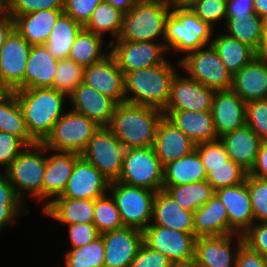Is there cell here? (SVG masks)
<instances>
[{"instance_id":"49","label":"cell","mask_w":267,"mask_h":267,"mask_svg":"<svg viewBox=\"0 0 267 267\" xmlns=\"http://www.w3.org/2000/svg\"><path fill=\"white\" fill-rule=\"evenodd\" d=\"M101 2L102 0H64L63 12L84 27Z\"/></svg>"},{"instance_id":"52","label":"cell","mask_w":267,"mask_h":267,"mask_svg":"<svg viewBox=\"0 0 267 267\" xmlns=\"http://www.w3.org/2000/svg\"><path fill=\"white\" fill-rule=\"evenodd\" d=\"M195 149L199 153L203 165L227 164L229 156L220 139L197 144Z\"/></svg>"},{"instance_id":"21","label":"cell","mask_w":267,"mask_h":267,"mask_svg":"<svg viewBox=\"0 0 267 267\" xmlns=\"http://www.w3.org/2000/svg\"><path fill=\"white\" fill-rule=\"evenodd\" d=\"M228 213L230 234L242 235L255 221L248 186L245 182L215 190Z\"/></svg>"},{"instance_id":"59","label":"cell","mask_w":267,"mask_h":267,"mask_svg":"<svg viewBox=\"0 0 267 267\" xmlns=\"http://www.w3.org/2000/svg\"><path fill=\"white\" fill-rule=\"evenodd\" d=\"M248 175L267 179V140H263L255 164Z\"/></svg>"},{"instance_id":"39","label":"cell","mask_w":267,"mask_h":267,"mask_svg":"<svg viewBox=\"0 0 267 267\" xmlns=\"http://www.w3.org/2000/svg\"><path fill=\"white\" fill-rule=\"evenodd\" d=\"M103 39V37L83 28L76 36L68 58L84 67L101 61L109 54L107 49L106 53L102 52V46L105 44Z\"/></svg>"},{"instance_id":"35","label":"cell","mask_w":267,"mask_h":267,"mask_svg":"<svg viewBox=\"0 0 267 267\" xmlns=\"http://www.w3.org/2000/svg\"><path fill=\"white\" fill-rule=\"evenodd\" d=\"M0 131L18 137L26 146L37 143L29 134L22 109L14 92L0 97Z\"/></svg>"},{"instance_id":"22","label":"cell","mask_w":267,"mask_h":267,"mask_svg":"<svg viewBox=\"0 0 267 267\" xmlns=\"http://www.w3.org/2000/svg\"><path fill=\"white\" fill-rule=\"evenodd\" d=\"M71 109L95 121L99 126H108L117 103L93 87L81 82L68 96Z\"/></svg>"},{"instance_id":"3","label":"cell","mask_w":267,"mask_h":267,"mask_svg":"<svg viewBox=\"0 0 267 267\" xmlns=\"http://www.w3.org/2000/svg\"><path fill=\"white\" fill-rule=\"evenodd\" d=\"M177 72L167 59L157 66L127 72L125 102L163 111L168 103L171 84Z\"/></svg>"},{"instance_id":"37","label":"cell","mask_w":267,"mask_h":267,"mask_svg":"<svg viewBox=\"0 0 267 267\" xmlns=\"http://www.w3.org/2000/svg\"><path fill=\"white\" fill-rule=\"evenodd\" d=\"M162 189L180 207L191 212H195L215 195V189L207 180L177 186H163Z\"/></svg>"},{"instance_id":"29","label":"cell","mask_w":267,"mask_h":267,"mask_svg":"<svg viewBox=\"0 0 267 267\" xmlns=\"http://www.w3.org/2000/svg\"><path fill=\"white\" fill-rule=\"evenodd\" d=\"M174 125L187 135L196 145L217 141L211 111H163Z\"/></svg>"},{"instance_id":"63","label":"cell","mask_w":267,"mask_h":267,"mask_svg":"<svg viewBox=\"0 0 267 267\" xmlns=\"http://www.w3.org/2000/svg\"><path fill=\"white\" fill-rule=\"evenodd\" d=\"M262 54L267 55V15L262 17Z\"/></svg>"},{"instance_id":"5","label":"cell","mask_w":267,"mask_h":267,"mask_svg":"<svg viewBox=\"0 0 267 267\" xmlns=\"http://www.w3.org/2000/svg\"><path fill=\"white\" fill-rule=\"evenodd\" d=\"M169 0H137L123 14L122 29L117 40L157 42L165 35V22L171 12Z\"/></svg>"},{"instance_id":"60","label":"cell","mask_w":267,"mask_h":267,"mask_svg":"<svg viewBox=\"0 0 267 267\" xmlns=\"http://www.w3.org/2000/svg\"><path fill=\"white\" fill-rule=\"evenodd\" d=\"M15 29L14 19L7 13L0 16V47L6 42L8 36Z\"/></svg>"},{"instance_id":"34","label":"cell","mask_w":267,"mask_h":267,"mask_svg":"<svg viewBox=\"0 0 267 267\" xmlns=\"http://www.w3.org/2000/svg\"><path fill=\"white\" fill-rule=\"evenodd\" d=\"M211 45L232 76L259 55L250 46L228 36L227 33L216 35Z\"/></svg>"},{"instance_id":"10","label":"cell","mask_w":267,"mask_h":267,"mask_svg":"<svg viewBox=\"0 0 267 267\" xmlns=\"http://www.w3.org/2000/svg\"><path fill=\"white\" fill-rule=\"evenodd\" d=\"M178 63L188 73V77L208 88L215 91L232 89L233 76L212 45L182 56Z\"/></svg>"},{"instance_id":"20","label":"cell","mask_w":267,"mask_h":267,"mask_svg":"<svg viewBox=\"0 0 267 267\" xmlns=\"http://www.w3.org/2000/svg\"><path fill=\"white\" fill-rule=\"evenodd\" d=\"M109 181L82 156L76 161L62 197L71 199H96L107 194Z\"/></svg>"},{"instance_id":"36","label":"cell","mask_w":267,"mask_h":267,"mask_svg":"<svg viewBox=\"0 0 267 267\" xmlns=\"http://www.w3.org/2000/svg\"><path fill=\"white\" fill-rule=\"evenodd\" d=\"M84 27L64 12L53 26L49 39L44 44L55 59L68 58L71 46Z\"/></svg>"},{"instance_id":"25","label":"cell","mask_w":267,"mask_h":267,"mask_svg":"<svg viewBox=\"0 0 267 267\" xmlns=\"http://www.w3.org/2000/svg\"><path fill=\"white\" fill-rule=\"evenodd\" d=\"M46 157V168L42 183L44 207L54 198L62 195L76 161L81 157L75 152H57ZM47 201H46V200Z\"/></svg>"},{"instance_id":"30","label":"cell","mask_w":267,"mask_h":267,"mask_svg":"<svg viewBox=\"0 0 267 267\" xmlns=\"http://www.w3.org/2000/svg\"><path fill=\"white\" fill-rule=\"evenodd\" d=\"M58 61L44 44L32 45L24 73V89L52 87Z\"/></svg>"},{"instance_id":"14","label":"cell","mask_w":267,"mask_h":267,"mask_svg":"<svg viewBox=\"0 0 267 267\" xmlns=\"http://www.w3.org/2000/svg\"><path fill=\"white\" fill-rule=\"evenodd\" d=\"M31 46L14 29L0 47V85L7 92L24 89V73Z\"/></svg>"},{"instance_id":"38","label":"cell","mask_w":267,"mask_h":267,"mask_svg":"<svg viewBox=\"0 0 267 267\" xmlns=\"http://www.w3.org/2000/svg\"><path fill=\"white\" fill-rule=\"evenodd\" d=\"M225 25L227 26L228 36L247 44L258 54H262V18L257 14H251L249 17H227Z\"/></svg>"},{"instance_id":"64","label":"cell","mask_w":267,"mask_h":267,"mask_svg":"<svg viewBox=\"0 0 267 267\" xmlns=\"http://www.w3.org/2000/svg\"><path fill=\"white\" fill-rule=\"evenodd\" d=\"M171 267H198L196 262L190 261L186 263H172Z\"/></svg>"},{"instance_id":"48","label":"cell","mask_w":267,"mask_h":267,"mask_svg":"<svg viewBox=\"0 0 267 267\" xmlns=\"http://www.w3.org/2000/svg\"><path fill=\"white\" fill-rule=\"evenodd\" d=\"M64 0H6L8 15H23L39 10L63 9Z\"/></svg>"},{"instance_id":"65","label":"cell","mask_w":267,"mask_h":267,"mask_svg":"<svg viewBox=\"0 0 267 267\" xmlns=\"http://www.w3.org/2000/svg\"><path fill=\"white\" fill-rule=\"evenodd\" d=\"M172 5H188L192 0H169Z\"/></svg>"},{"instance_id":"47","label":"cell","mask_w":267,"mask_h":267,"mask_svg":"<svg viewBox=\"0 0 267 267\" xmlns=\"http://www.w3.org/2000/svg\"><path fill=\"white\" fill-rule=\"evenodd\" d=\"M246 125L262 140H267V99L246 103Z\"/></svg>"},{"instance_id":"13","label":"cell","mask_w":267,"mask_h":267,"mask_svg":"<svg viewBox=\"0 0 267 267\" xmlns=\"http://www.w3.org/2000/svg\"><path fill=\"white\" fill-rule=\"evenodd\" d=\"M107 48L124 74L157 66L166 60L167 51L161 42L112 40Z\"/></svg>"},{"instance_id":"62","label":"cell","mask_w":267,"mask_h":267,"mask_svg":"<svg viewBox=\"0 0 267 267\" xmlns=\"http://www.w3.org/2000/svg\"><path fill=\"white\" fill-rule=\"evenodd\" d=\"M254 11L259 17L267 15V0H253Z\"/></svg>"},{"instance_id":"45","label":"cell","mask_w":267,"mask_h":267,"mask_svg":"<svg viewBox=\"0 0 267 267\" xmlns=\"http://www.w3.org/2000/svg\"><path fill=\"white\" fill-rule=\"evenodd\" d=\"M187 6L195 15L212 27L219 21H226L227 0H192Z\"/></svg>"},{"instance_id":"31","label":"cell","mask_w":267,"mask_h":267,"mask_svg":"<svg viewBox=\"0 0 267 267\" xmlns=\"http://www.w3.org/2000/svg\"><path fill=\"white\" fill-rule=\"evenodd\" d=\"M195 236H219L230 234L225 205L215 194L193 213Z\"/></svg>"},{"instance_id":"41","label":"cell","mask_w":267,"mask_h":267,"mask_svg":"<svg viewBox=\"0 0 267 267\" xmlns=\"http://www.w3.org/2000/svg\"><path fill=\"white\" fill-rule=\"evenodd\" d=\"M66 267H104V242L100 235L94 241L71 248L65 255Z\"/></svg>"},{"instance_id":"58","label":"cell","mask_w":267,"mask_h":267,"mask_svg":"<svg viewBox=\"0 0 267 267\" xmlns=\"http://www.w3.org/2000/svg\"><path fill=\"white\" fill-rule=\"evenodd\" d=\"M0 204H25L3 172H0Z\"/></svg>"},{"instance_id":"23","label":"cell","mask_w":267,"mask_h":267,"mask_svg":"<svg viewBox=\"0 0 267 267\" xmlns=\"http://www.w3.org/2000/svg\"><path fill=\"white\" fill-rule=\"evenodd\" d=\"M153 149L164 167L195 150L196 144L163 116L156 132Z\"/></svg>"},{"instance_id":"66","label":"cell","mask_w":267,"mask_h":267,"mask_svg":"<svg viewBox=\"0 0 267 267\" xmlns=\"http://www.w3.org/2000/svg\"><path fill=\"white\" fill-rule=\"evenodd\" d=\"M6 14V0H0V16Z\"/></svg>"},{"instance_id":"44","label":"cell","mask_w":267,"mask_h":267,"mask_svg":"<svg viewBox=\"0 0 267 267\" xmlns=\"http://www.w3.org/2000/svg\"><path fill=\"white\" fill-rule=\"evenodd\" d=\"M93 224L100 234L124 227L114 199L107 194L95 199Z\"/></svg>"},{"instance_id":"18","label":"cell","mask_w":267,"mask_h":267,"mask_svg":"<svg viewBox=\"0 0 267 267\" xmlns=\"http://www.w3.org/2000/svg\"><path fill=\"white\" fill-rule=\"evenodd\" d=\"M100 235L104 242V267H130L143 243V231L124 226Z\"/></svg>"},{"instance_id":"43","label":"cell","mask_w":267,"mask_h":267,"mask_svg":"<svg viewBox=\"0 0 267 267\" xmlns=\"http://www.w3.org/2000/svg\"><path fill=\"white\" fill-rule=\"evenodd\" d=\"M85 67L75 63L70 58H64L58 61L55 79L53 81L54 88L67 96L83 82Z\"/></svg>"},{"instance_id":"1","label":"cell","mask_w":267,"mask_h":267,"mask_svg":"<svg viewBox=\"0 0 267 267\" xmlns=\"http://www.w3.org/2000/svg\"><path fill=\"white\" fill-rule=\"evenodd\" d=\"M13 92L22 109L30 136L37 143H43L51 134L55 122L64 115V101L68 96L51 87Z\"/></svg>"},{"instance_id":"8","label":"cell","mask_w":267,"mask_h":267,"mask_svg":"<svg viewBox=\"0 0 267 267\" xmlns=\"http://www.w3.org/2000/svg\"><path fill=\"white\" fill-rule=\"evenodd\" d=\"M109 191L119 210L123 226L144 230L153 217V201L156 191L123 184L109 183Z\"/></svg>"},{"instance_id":"15","label":"cell","mask_w":267,"mask_h":267,"mask_svg":"<svg viewBox=\"0 0 267 267\" xmlns=\"http://www.w3.org/2000/svg\"><path fill=\"white\" fill-rule=\"evenodd\" d=\"M215 90L179 72L173 78L168 103L163 111H211Z\"/></svg>"},{"instance_id":"17","label":"cell","mask_w":267,"mask_h":267,"mask_svg":"<svg viewBox=\"0 0 267 267\" xmlns=\"http://www.w3.org/2000/svg\"><path fill=\"white\" fill-rule=\"evenodd\" d=\"M83 83L112 98L117 104L125 102V74L111 53L85 67Z\"/></svg>"},{"instance_id":"50","label":"cell","mask_w":267,"mask_h":267,"mask_svg":"<svg viewBox=\"0 0 267 267\" xmlns=\"http://www.w3.org/2000/svg\"><path fill=\"white\" fill-rule=\"evenodd\" d=\"M242 237L244 245L267 258V222H254Z\"/></svg>"},{"instance_id":"6","label":"cell","mask_w":267,"mask_h":267,"mask_svg":"<svg viewBox=\"0 0 267 267\" xmlns=\"http://www.w3.org/2000/svg\"><path fill=\"white\" fill-rule=\"evenodd\" d=\"M46 151L49 152L43 143L28 145L4 171L21 200L28 192L42 202V183L46 168V156L42 153Z\"/></svg>"},{"instance_id":"55","label":"cell","mask_w":267,"mask_h":267,"mask_svg":"<svg viewBox=\"0 0 267 267\" xmlns=\"http://www.w3.org/2000/svg\"><path fill=\"white\" fill-rule=\"evenodd\" d=\"M235 267H267V258L243 245Z\"/></svg>"},{"instance_id":"32","label":"cell","mask_w":267,"mask_h":267,"mask_svg":"<svg viewBox=\"0 0 267 267\" xmlns=\"http://www.w3.org/2000/svg\"><path fill=\"white\" fill-rule=\"evenodd\" d=\"M95 199H71L61 195L43 207L44 215L63 224L93 223Z\"/></svg>"},{"instance_id":"2","label":"cell","mask_w":267,"mask_h":267,"mask_svg":"<svg viewBox=\"0 0 267 267\" xmlns=\"http://www.w3.org/2000/svg\"><path fill=\"white\" fill-rule=\"evenodd\" d=\"M163 111L128 102L115 106L107 126L126 149L152 147Z\"/></svg>"},{"instance_id":"7","label":"cell","mask_w":267,"mask_h":267,"mask_svg":"<svg viewBox=\"0 0 267 267\" xmlns=\"http://www.w3.org/2000/svg\"><path fill=\"white\" fill-rule=\"evenodd\" d=\"M99 127L95 121L70 109L55 122L51 134L43 144L50 151L81 155Z\"/></svg>"},{"instance_id":"9","label":"cell","mask_w":267,"mask_h":267,"mask_svg":"<svg viewBox=\"0 0 267 267\" xmlns=\"http://www.w3.org/2000/svg\"><path fill=\"white\" fill-rule=\"evenodd\" d=\"M163 168L153 147L126 149L118 182L157 192L163 187Z\"/></svg>"},{"instance_id":"26","label":"cell","mask_w":267,"mask_h":267,"mask_svg":"<svg viewBox=\"0 0 267 267\" xmlns=\"http://www.w3.org/2000/svg\"><path fill=\"white\" fill-rule=\"evenodd\" d=\"M193 213L180 207L163 189L156 192L153 201V217L149 225L195 234Z\"/></svg>"},{"instance_id":"51","label":"cell","mask_w":267,"mask_h":267,"mask_svg":"<svg viewBox=\"0 0 267 267\" xmlns=\"http://www.w3.org/2000/svg\"><path fill=\"white\" fill-rule=\"evenodd\" d=\"M25 147L26 145L18 137L0 131V167L4 166L5 171Z\"/></svg>"},{"instance_id":"33","label":"cell","mask_w":267,"mask_h":267,"mask_svg":"<svg viewBox=\"0 0 267 267\" xmlns=\"http://www.w3.org/2000/svg\"><path fill=\"white\" fill-rule=\"evenodd\" d=\"M207 173L197 150L170 162L163 168V186H177L205 181Z\"/></svg>"},{"instance_id":"16","label":"cell","mask_w":267,"mask_h":267,"mask_svg":"<svg viewBox=\"0 0 267 267\" xmlns=\"http://www.w3.org/2000/svg\"><path fill=\"white\" fill-rule=\"evenodd\" d=\"M234 236L237 237L235 254L232 248ZM243 245L244 240L240 234L197 237L194 261L198 267H235L237 256Z\"/></svg>"},{"instance_id":"19","label":"cell","mask_w":267,"mask_h":267,"mask_svg":"<svg viewBox=\"0 0 267 267\" xmlns=\"http://www.w3.org/2000/svg\"><path fill=\"white\" fill-rule=\"evenodd\" d=\"M211 114L218 138L246 125V102L232 89L215 91Z\"/></svg>"},{"instance_id":"46","label":"cell","mask_w":267,"mask_h":267,"mask_svg":"<svg viewBox=\"0 0 267 267\" xmlns=\"http://www.w3.org/2000/svg\"><path fill=\"white\" fill-rule=\"evenodd\" d=\"M246 184L250 194L254 221L267 222V179L247 175Z\"/></svg>"},{"instance_id":"4","label":"cell","mask_w":267,"mask_h":267,"mask_svg":"<svg viewBox=\"0 0 267 267\" xmlns=\"http://www.w3.org/2000/svg\"><path fill=\"white\" fill-rule=\"evenodd\" d=\"M213 34V27L195 15L187 5H172L165 22V42L162 43L166 51L176 50L185 56L211 45Z\"/></svg>"},{"instance_id":"11","label":"cell","mask_w":267,"mask_h":267,"mask_svg":"<svg viewBox=\"0 0 267 267\" xmlns=\"http://www.w3.org/2000/svg\"><path fill=\"white\" fill-rule=\"evenodd\" d=\"M126 148L107 126H100L81 156L109 181H118Z\"/></svg>"},{"instance_id":"67","label":"cell","mask_w":267,"mask_h":267,"mask_svg":"<svg viewBox=\"0 0 267 267\" xmlns=\"http://www.w3.org/2000/svg\"><path fill=\"white\" fill-rule=\"evenodd\" d=\"M7 91L0 85V97L3 96Z\"/></svg>"},{"instance_id":"42","label":"cell","mask_w":267,"mask_h":267,"mask_svg":"<svg viewBox=\"0 0 267 267\" xmlns=\"http://www.w3.org/2000/svg\"><path fill=\"white\" fill-rule=\"evenodd\" d=\"M206 180L215 190L234 186L245 182L248 172L230 158L227 164L204 165Z\"/></svg>"},{"instance_id":"12","label":"cell","mask_w":267,"mask_h":267,"mask_svg":"<svg viewBox=\"0 0 267 267\" xmlns=\"http://www.w3.org/2000/svg\"><path fill=\"white\" fill-rule=\"evenodd\" d=\"M195 234L157 225L143 230V242L152 250L164 254L172 263H186L195 259Z\"/></svg>"},{"instance_id":"40","label":"cell","mask_w":267,"mask_h":267,"mask_svg":"<svg viewBox=\"0 0 267 267\" xmlns=\"http://www.w3.org/2000/svg\"><path fill=\"white\" fill-rule=\"evenodd\" d=\"M123 14L119 9L102 0L84 29L101 37L108 32L117 40L122 29Z\"/></svg>"},{"instance_id":"56","label":"cell","mask_w":267,"mask_h":267,"mask_svg":"<svg viewBox=\"0 0 267 267\" xmlns=\"http://www.w3.org/2000/svg\"><path fill=\"white\" fill-rule=\"evenodd\" d=\"M23 205L24 204H0V232L7 226H11L18 216L30 212L27 208L24 209Z\"/></svg>"},{"instance_id":"54","label":"cell","mask_w":267,"mask_h":267,"mask_svg":"<svg viewBox=\"0 0 267 267\" xmlns=\"http://www.w3.org/2000/svg\"><path fill=\"white\" fill-rule=\"evenodd\" d=\"M71 248H78L94 241L100 236L93 223H75L68 225Z\"/></svg>"},{"instance_id":"61","label":"cell","mask_w":267,"mask_h":267,"mask_svg":"<svg viewBox=\"0 0 267 267\" xmlns=\"http://www.w3.org/2000/svg\"><path fill=\"white\" fill-rule=\"evenodd\" d=\"M123 13H127L137 0H104Z\"/></svg>"},{"instance_id":"57","label":"cell","mask_w":267,"mask_h":267,"mask_svg":"<svg viewBox=\"0 0 267 267\" xmlns=\"http://www.w3.org/2000/svg\"><path fill=\"white\" fill-rule=\"evenodd\" d=\"M254 13L253 0H227V17H249Z\"/></svg>"},{"instance_id":"27","label":"cell","mask_w":267,"mask_h":267,"mask_svg":"<svg viewBox=\"0 0 267 267\" xmlns=\"http://www.w3.org/2000/svg\"><path fill=\"white\" fill-rule=\"evenodd\" d=\"M219 139L229 158L249 173L255 164L263 140L247 125Z\"/></svg>"},{"instance_id":"53","label":"cell","mask_w":267,"mask_h":267,"mask_svg":"<svg viewBox=\"0 0 267 267\" xmlns=\"http://www.w3.org/2000/svg\"><path fill=\"white\" fill-rule=\"evenodd\" d=\"M172 262L164 254L152 250L144 242L139 247L130 267H171Z\"/></svg>"},{"instance_id":"28","label":"cell","mask_w":267,"mask_h":267,"mask_svg":"<svg viewBox=\"0 0 267 267\" xmlns=\"http://www.w3.org/2000/svg\"><path fill=\"white\" fill-rule=\"evenodd\" d=\"M63 9L39 10L23 15H9L14 19L15 30L30 44H45Z\"/></svg>"},{"instance_id":"24","label":"cell","mask_w":267,"mask_h":267,"mask_svg":"<svg viewBox=\"0 0 267 267\" xmlns=\"http://www.w3.org/2000/svg\"><path fill=\"white\" fill-rule=\"evenodd\" d=\"M232 90L246 103L267 99V55L259 54L234 76Z\"/></svg>"}]
</instances>
